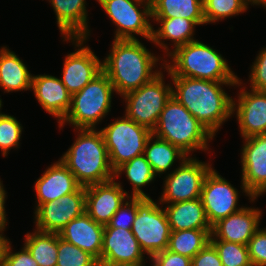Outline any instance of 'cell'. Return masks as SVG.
<instances>
[{"mask_svg": "<svg viewBox=\"0 0 266 266\" xmlns=\"http://www.w3.org/2000/svg\"><path fill=\"white\" fill-rule=\"evenodd\" d=\"M1 266H39L36 260L31 256L29 251L25 246L18 252H12L11 243L7 240L2 260Z\"/></svg>", "mask_w": 266, "mask_h": 266, "instance_id": "38", "label": "cell"}, {"mask_svg": "<svg viewBox=\"0 0 266 266\" xmlns=\"http://www.w3.org/2000/svg\"><path fill=\"white\" fill-rule=\"evenodd\" d=\"M24 246L39 266H56L58 233L35 230L25 235Z\"/></svg>", "mask_w": 266, "mask_h": 266, "instance_id": "29", "label": "cell"}, {"mask_svg": "<svg viewBox=\"0 0 266 266\" xmlns=\"http://www.w3.org/2000/svg\"><path fill=\"white\" fill-rule=\"evenodd\" d=\"M85 212L97 223L107 225L116 211L130 197L120 182H108L85 186Z\"/></svg>", "mask_w": 266, "mask_h": 266, "instance_id": "17", "label": "cell"}, {"mask_svg": "<svg viewBox=\"0 0 266 266\" xmlns=\"http://www.w3.org/2000/svg\"><path fill=\"white\" fill-rule=\"evenodd\" d=\"M238 190L211 168L206 174L200 199L211 227L219 220L241 210L238 205Z\"/></svg>", "mask_w": 266, "mask_h": 266, "instance_id": "12", "label": "cell"}, {"mask_svg": "<svg viewBox=\"0 0 266 266\" xmlns=\"http://www.w3.org/2000/svg\"><path fill=\"white\" fill-rule=\"evenodd\" d=\"M6 198V191L3 187L2 181L0 179V229L5 230V226L7 225V217L5 211V199Z\"/></svg>", "mask_w": 266, "mask_h": 266, "instance_id": "42", "label": "cell"}, {"mask_svg": "<svg viewBox=\"0 0 266 266\" xmlns=\"http://www.w3.org/2000/svg\"><path fill=\"white\" fill-rule=\"evenodd\" d=\"M114 87L102 71L82 90L72 95L70 109L59 127L67 122L77 129H97L95 126L110 112Z\"/></svg>", "mask_w": 266, "mask_h": 266, "instance_id": "6", "label": "cell"}, {"mask_svg": "<svg viewBox=\"0 0 266 266\" xmlns=\"http://www.w3.org/2000/svg\"><path fill=\"white\" fill-rule=\"evenodd\" d=\"M160 61L139 39H114L102 70L121 97L151 81L161 70L153 71Z\"/></svg>", "mask_w": 266, "mask_h": 266, "instance_id": "2", "label": "cell"}, {"mask_svg": "<svg viewBox=\"0 0 266 266\" xmlns=\"http://www.w3.org/2000/svg\"><path fill=\"white\" fill-rule=\"evenodd\" d=\"M212 229L171 231L168 250L193 258L209 242Z\"/></svg>", "mask_w": 266, "mask_h": 266, "instance_id": "31", "label": "cell"}, {"mask_svg": "<svg viewBox=\"0 0 266 266\" xmlns=\"http://www.w3.org/2000/svg\"><path fill=\"white\" fill-rule=\"evenodd\" d=\"M249 4L247 0H203L206 24L244 13Z\"/></svg>", "mask_w": 266, "mask_h": 266, "instance_id": "32", "label": "cell"}, {"mask_svg": "<svg viewBox=\"0 0 266 266\" xmlns=\"http://www.w3.org/2000/svg\"><path fill=\"white\" fill-rule=\"evenodd\" d=\"M172 96V86L165 85L160 72L139 89L132 90L122 97L125 99V115L138 125L154 130L166 102Z\"/></svg>", "mask_w": 266, "mask_h": 266, "instance_id": "9", "label": "cell"}, {"mask_svg": "<svg viewBox=\"0 0 266 266\" xmlns=\"http://www.w3.org/2000/svg\"><path fill=\"white\" fill-rule=\"evenodd\" d=\"M151 197H137V215L132 233L148 257L168 248L170 225L164 208Z\"/></svg>", "mask_w": 266, "mask_h": 266, "instance_id": "8", "label": "cell"}, {"mask_svg": "<svg viewBox=\"0 0 266 266\" xmlns=\"http://www.w3.org/2000/svg\"><path fill=\"white\" fill-rule=\"evenodd\" d=\"M251 5H261L266 8V0H247Z\"/></svg>", "mask_w": 266, "mask_h": 266, "instance_id": "44", "label": "cell"}, {"mask_svg": "<svg viewBox=\"0 0 266 266\" xmlns=\"http://www.w3.org/2000/svg\"><path fill=\"white\" fill-rule=\"evenodd\" d=\"M50 1L56 22L63 38H88V18L86 0H48Z\"/></svg>", "mask_w": 266, "mask_h": 266, "instance_id": "23", "label": "cell"}, {"mask_svg": "<svg viewBox=\"0 0 266 266\" xmlns=\"http://www.w3.org/2000/svg\"><path fill=\"white\" fill-rule=\"evenodd\" d=\"M104 225L94 221L86 212L71 220L59 236L92 255L98 263L103 246Z\"/></svg>", "mask_w": 266, "mask_h": 266, "instance_id": "21", "label": "cell"}, {"mask_svg": "<svg viewBox=\"0 0 266 266\" xmlns=\"http://www.w3.org/2000/svg\"><path fill=\"white\" fill-rule=\"evenodd\" d=\"M2 99L0 98V110H1V108H2Z\"/></svg>", "mask_w": 266, "mask_h": 266, "instance_id": "45", "label": "cell"}, {"mask_svg": "<svg viewBox=\"0 0 266 266\" xmlns=\"http://www.w3.org/2000/svg\"><path fill=\"white\" fill-rule=\"evenodd\" d=\"M191 266H223L215 247L209 242L193 258Z\"/></svg>", "mask_w": 266, "mask_h": 266, "instance_id": "41", "label": "cell"}, {"mask_svg": "<svg viewBox=\"0 0 266 266\" xmlns=\"http://www.w3.org/2000/svg\"><path fill=\"white\" fill-rule=\"evenodd\" d=\"M144 255L131 230L104 228L99 266H141Z\"/></svg>", "mask_w": 266, "mask_h": 266, "instance_id": "16", "label": "cell"}, {"mask_svg": "<svg viewBox=\"0 0 266 266\" xmlns=\"http://www.w3.org/2000/svg\"><path fill=\"white\" fill-rule=\"evenodd\" d=\"M100 131L114 171L122 164L144 154L146 143L152 135L148 128L138 125L126 115Z\"/></svg>", "mask_w": 266, "mask_h": 266, "instance_id": "7", "label": "cell"}, {"mask_svg": "<svg viewBox=\"0 0 266 266\" xmlns=\"http://www.w3.org/2000/svg\"><path fill=\"white\" fill-rule=\"evenodd\" d=\"M249 78L251 89L266 91V47L259 52L251 66Z\"/></svg>", "mask_w": 266, "mask_h": 266, "instance_id": "39", "label": "cell"}, {"mask_svg": "<svg viewBox=\"0 0 266 266\" xmlns=\"http://www.w3.org/2000/svg\"><path fill=\"white\" fill-rule=\"evenodd\" d=\"M210 243L215 247L223 266H252L246 245L223 240H210Z\"/></svg>", "mask_w": 266, "mask_h": 266, "instance_id": "33", "label": "cell"}, {"mask_svg": "<svg viewBox=\"0 0 266 266\" xmlns=\"http://www.w3.org/2000/svg\"><path fill=\"white\" fill-rule=\"evenodd\" d=\"M117 26L115 39H137L135 34L151 40L153 25L150 0H97ZM141 10H139V7ZM143 7V9H142ZM133 33V34H132Z\"/></svg>", "mask_w": 266, "mask_h": 266, "instance_id": "10", "label": "cell"}, {"mask_svg": "<svg viewBox=\"0 0 266 266\" xmlns=\"http://www.w3.org/2000/svg\"><path fill=\"white\" fill-rule=\"evenodd\" d=\"M172 96L181 103L213 136L233 115V98L225 86H240L238 81H211L191 77H171Z\"/></svg>", "mask_w": 266, "mask_h": 266, "instance_id": "1", "label": "cell"}, {"mask_svg": "<svg viewBox=\"0 0 266 266\" xmlns=\"http://www.w3.org/2000/svg\"><path fill=\"white\" fill-rule=\"evenodd\" d=\"M164 210L171 231L212 229L200 198L167 204Z\"/></svg>", "mask_w": 266, "mask_h": 266, "instance_id": "24", "label": "cell"}, {"mask_svg": "<svg viewBox=\"0 0 266 266\" xmlns=\"http://www.w3.org/2000/svg\"><path fill=\"white\" fill-rule=\"evenodd\" d=\"M241 90L238 101L233 99L232 109L233 114L236 111L241 136L245 139L266 134V91Z\"/></svg>", "mask_w": 266, "mask_h": 266, "instance_id": "18", "label": "cell"}, {"mask_svg": "<svg viewBox=\"0 0 266 266\" xmlns=\"http://www.w3.org/2000/svg\"><path fill=\"white\" fill-rule=\"evenodd\" d=\"M23 126L11 115L0 112V149L5 157L11 148H18Z\"/></svg>", "mask_w": 266, "mask_h": 266, "instance_id": "35", "label": "cell"}, {"mask_svg": "<svg viewBox=\"0 0 266 266\" xmlns=\"http://www.w3.org/2000/svg\"><path fill=\"white\" fill-rule=\"evenodd\" d=\"M164 67L170 77H191L211 81H238L226 59L215 49L198 40L170 51Z\"/></svg>", "mask_w": 266, "mask_h": 266, "instance_id": "4", "label": "cell"}, {"mask_svg": "<svg viewBox=\"0 0 266 266\" xmlns=\"http://www.w3.org/2000/svg\"><path fill=\"white\" fill-rule=\"evenodd\" d=\"M3 231L0 229V266H1V260H2V255L4 251L5 244L7 242V238L3 235Z\"/></svg>", "mask_w": 266, "mask_h": 266, "instance_id": "43", "label": "cell"}, {"mask_svg": "<svg viewBox=\"0 0 266 266\" xmlns=\"http://www.w3.org/2000/svg\"><path fill=\"white\" fill-rule=\"evenodd\" d=\"M144 155L156 176L167 172L169 168L171 169L176 159L184 161L188 157L178 147L168 141L153 136V134L146 143Z\"/></svg>", "mask_w": 266, "mask_h": 266, "instance_id": "28", "label": "cell"}, {"mask_svg": "<svg viewBox=\"0 0 266 266\" xmlns=\"http://www.w3.org/2000/svg\"><path fill=\"white\" fill-rule=\"evenodd\" d=\"M244 141L241 188L253 202L266 192V134L251 136Z\"/></svg>", "mask_w": 266, "mask_h": 266, "instance_id": "14", "label": "cell"}, {"mask_svg": "<svg viewBox=\"0 0 266 266\" xmlns=\"http://www.w3.org/2000/svg\"><path fill=\"white\" fill-rule=\"evenodd\" d=\"M211 168L209 163L187 157L180 162L178 168L166 176L159 202L173 204L200 198L204 178Z\"/></svg>", "mask_w": 266, "mask_h": 266, "instance_id": "11", "label": "cell"}, {"mask_svg": "<svg viewBox=\"0 0 266 266\" xmlns=\"http://www.w3.org/2000/svg\"><path fill=\"white\" fill-rule=\"evenodd\" d=\"M137 215V197H131L116 211L104 228H122L131 230Z\"/></svg>", "mask_w": 266, "mask_h": 266, "instance_id": "36", "label": "cell"}, {"mask_svg": "<svg viewBox=\"0 0 266 266\" xmlns=\"http://www.w3.org/2000/svg\"><path fill=\"white\" fill-rule=\"evenodd\" d=\"M37 195L36 209L43 203L54 201L62 196L76 192L81 185L76 181L73 173L59 159L48 167L35 182Z\"/></svg>", "mask_w": 266, "mask_h": 266, "instance_id": "22", "label": "cell"}, {"mask_svg": "<svg viewBox=\"0 0 266 266\" xmlns=\"http://www.w3.org/2000/svg\"><path fill=\"white\" fill-rule=\"evenodd\" d=\"M31 89L43 109L60 123L67 115L72 95L61 79L52 75H33Z\"/></svg>", "mask_w": 266, "mask_h": 266, "instance_id": "20", "label": "cell"}, {"mask_svg": "<svg viewBox=\"0 0 266 266\" xmlns=\"http://www.w3.org/2000/svg\"><path fill=\"white\" fill-rule=\"evenodd\" d=\"M157 23H160V27L157 30H152V37L150 42H154L156 45L160 46L166 50V54L169 55L168 46L161 40H171L173 45V50L176 48L186 45L189 42L195 41L193 34L194 28L197 24L193 20H189L183 17L175 18H151Z\"/></svg>", "mask_w": 266, "mask_h": 266, "instance_id": "25", "label": "cell"}, {"mask_svg": "<svg viewBox=\"0 0 266 266\" xmlns=\"http://www.w3.org/2000/svg\"><path fill=\"white\" fill-rule=\"evenodd\" d=\"M123 172L133 187L131 197H149L144 193L142 187L154 181L156 175L144 154L119 166L114 171V179L120 177Z\"/></svg>", "mask_w": 266, "mask_h": 266, "instance_id": "30", "label": "cell"}, {"mask_svg": "<svg viewBox=\"0 0 266 266\" xmlns=\"http://www.w3.org/2000/svg\"><path fill=\"white\" fill-rule=\"evenodd\" d=\"M77 132L76 140L60 159L76 181L81 186H88L114 179V170L101 131L77 129Z\"/></svg>", "mask_w": 266, "mask_h": 266, "instance_id": "3", "label": "cell"}, {"mask_svg": "<svg viewBox=\"0 0 266 266\" xmlns=\"http://www.w3.org/2000/svg\"><path fill=\"white\" fill-rule=\"evenodd\" d=\"M85 186L59 199L41 204L35 210V230L59 233L71 220L85 213Z\"/></svg>", "mask_w": 266, "mask_h": 266, "instance_id": "13", "label": "cell"}, {"mask_svg": "<svg viewBox=\"0 0 266 266\" xmlns=\"http://www.w3.org/2000/svg\"><path fill=\"white\" fill-rule=\"evenodd\" d=\"M262 213L254 207H243L241 210L219 220L212 226L210 240L248 244L259 229Z\"/></svg>", "mask_w": 266, "mask_h": 266, "instance_id": "19", "label": "cell"}, {"mask_svg": "<svg viewBox=\"0 0 266 266\" xmlns=\"http://www.w3.org/2000/svg\"><path fill=\"white\" fill-rule=\"evenodd\" d=\"M153 136L170 142L188 157L194 150H208L214 136L173 96L166 102Z\"/></svg>", "mask_w": 266, "mask_h": 266, "instance_id": "5", "label": "cell"}, {"mask_svg": "<svg viewBox=\"0 0 266 266\" xmlns=\"http://www.w3.org/2000/svg\"><path fill=\"white\" fill-rule=\"evenodd\" d=\"M32 74L9 48L0 49V87L5 92L31 90Z\"/></svg>", "mask_w": 266, "mask_h": 266, "instance_id": "26", "label": "cell"}, {"mask_svg": "<svg viewBox=\"0 0 266 266\" xmlns=\"http://www.w3.org/2000/svg\"><path fill=\"white\" fill-rule=\"evenodd\" d=\"M150 259L155 266H191L192 259L168 249L160 251Z\"/></svg>", "mask_w": 266, "mask_h": 266, "instance_id": "40", "label": "cell"}, {"mask_svg": "<svg viewBox=\"0 0 266 266\" xmlns=\"http://www.w3.org/2000/svg\"><path fill=\"white\" fill-rule=\"evenodd\" d=\"M56 266H99V263L89 253L62 239L58 233Z\"/></svg>", "mask_w": 266, "mask_h": 266, "instance_id": "34", "label": "cell"}, {"mask_svg": "<svg viewBox=\"0 0 266 266\" xmlns=\"http://www.w3.org/2000/svg\"><path fill=\"white\" fill-rule=\"evenodd\" d=\"M152 18L183 17L197 25L206 24L203 0H150Z\"/></svg>", "mask_w": 266, "mask_h": 266, "instance_id": "27", "label": "cell"}, {"mask_svg": "<svg viewBox=\"0 0 266 266\" xmlns=\"http://www.w3.org/2000/svg\"><path fill=\"white\" fill-rule=\"evenodd\" d=\"M78 47L75 52L65 57L63 65L62 83L71 95L82 90L90 81H92L102 70V62L88 46L83 42L87 38H64ZM83 46V47H82Z\"/></svg>", "mask_w": 266, "mask_h": 266, "instance_id": "15", "label": "cell"}, {"mask_svg": "<svg viewBox=\"0 0 266 266\" xmlns=\"http://www.w3.org/2000/svg\"><path fill=\"white\" fill-rule=\"evenodd\" d=\"M247 247L252 266H266V228L258 229Z\"/></svg>", "mask_w": 266, "mask_h": 266, "instance_id": "37", "label": "cell"}]
</instances>
